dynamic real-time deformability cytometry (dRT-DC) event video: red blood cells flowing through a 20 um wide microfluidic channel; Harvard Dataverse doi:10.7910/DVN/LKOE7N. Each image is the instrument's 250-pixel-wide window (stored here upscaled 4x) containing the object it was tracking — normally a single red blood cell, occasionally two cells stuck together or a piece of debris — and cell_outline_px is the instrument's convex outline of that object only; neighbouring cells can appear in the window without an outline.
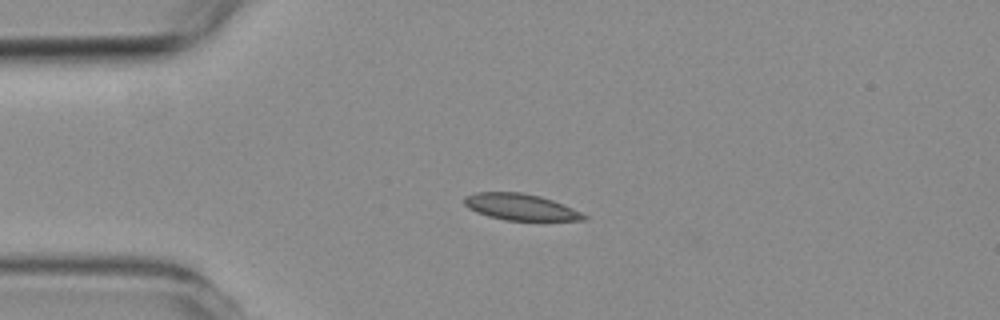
{"species": "common noctule bat (a hibernating species)", "species_latin": "Nyctalus noctula", "temperature_condition": "room temperature", "stored_images_in_passage": 4, "camera_frame_rate_fps": 3000, "um_per_image_px": 0.085, "animal": {"sex": "female", "body_mass_g": 19.3, "forearm_length_mm": 54.1}, "frame": {"image": 1, "passage_image": 3, "time_ms": 2.333, "image_size_px": [1000, 320], "cell_outline_px": [[588, 216], [584, 220], [504, 220], [488, 216], [476, 212], [468, 208], [464, 204], [464, 196], [476, 192], [520, 192], [540, 196], [552, 200], [572, 208]], "centroid_in_image_um": [44.2, 17.59], "position_along_channel_um": 40.8, "area_um2": 18.26}}